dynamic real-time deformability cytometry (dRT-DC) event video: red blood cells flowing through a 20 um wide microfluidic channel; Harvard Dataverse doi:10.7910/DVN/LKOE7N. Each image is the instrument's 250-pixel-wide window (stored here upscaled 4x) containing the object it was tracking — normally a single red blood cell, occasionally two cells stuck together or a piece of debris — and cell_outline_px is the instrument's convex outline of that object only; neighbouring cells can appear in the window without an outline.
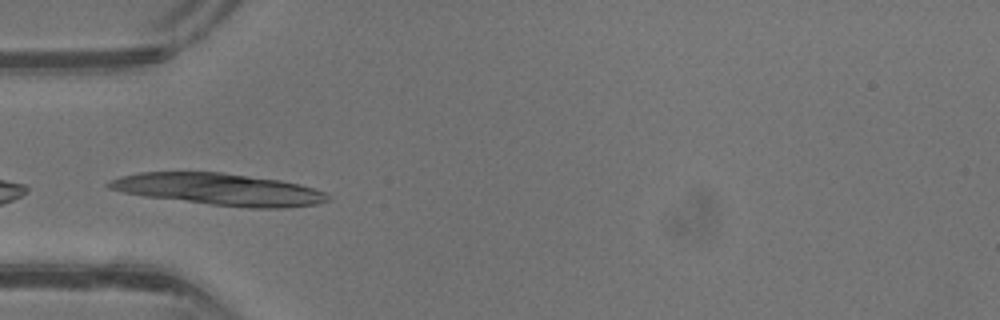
{"species": "common noctule bat (a hibernating species)", "species_latin": "Nyctalus noctula", "temperature_condition": "warm", "stored_images_in_passage": 29, "camera_frame_rate_fps": 3000, "um_per_image_px": 0.085, "animal": {"sex": "male", "body_mass_g": 13.3}, "frame": {"image": 1, "passage_image": 1, "time_ms": 0.0, "image_size_px": [1000, 320], "cell_outline_px": [[320, 200], [312, 204], [220, 204], [152, 196], [128, 192], [116, 188], [108, 184], [116, 180], [128, 176], [148, 172], [212, 172], [276, 180], [296, 184], [320, 192]], "centroid_in_image_um": [18.43, 16.01], "position_along_channel_um": 66.6, "area_um2": 35.49}}
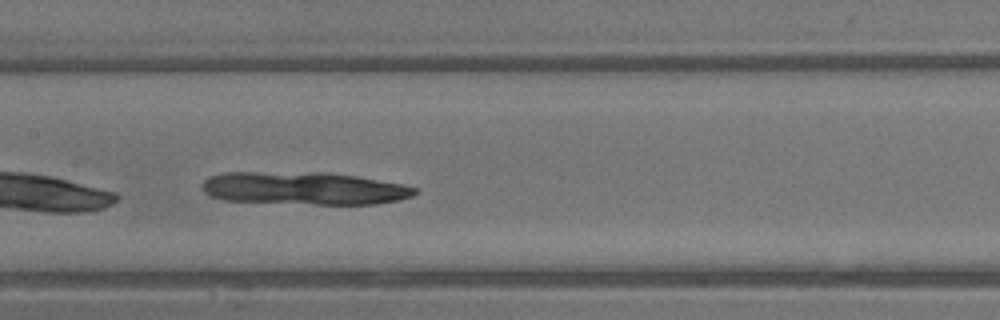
{"frame": {"image": 2, "passage_image": 8, "time_ms": 2.333, "image_size_px": [1000, 320], "cell_outline_px": [[416, 192], [408, 196], [396, 200], [368, 204], [320, 204], [232, 200], [212, 196], [204, 188], [204, 180], [212, 176], [240, 172], [352, 176], [396, 184], [416, 188]], "centroid_in_image_um": [25.83, 16.04], "position_along_channel_um": 181.6, "area_um2": 37.74}}
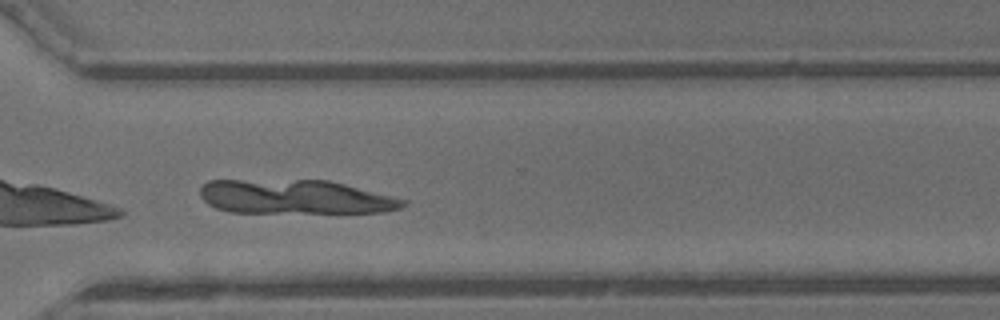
{"frame": {"image": 3, "passage_image": 18, "time_ms": 5.667, "image_size_px": [1000, 320], "cell_outline_px": [[404, 204], [396, 208], [376, 212], [236, 212], [220, 208], [204, 200], [200, 192], [200, 188], [204, 184], [212, 180], [324, 180], [404, 200]], "centroid_in_image_um": [24.97, 16.73], "position_along_channel_um": 345.6, "area_um2": 38.84}}